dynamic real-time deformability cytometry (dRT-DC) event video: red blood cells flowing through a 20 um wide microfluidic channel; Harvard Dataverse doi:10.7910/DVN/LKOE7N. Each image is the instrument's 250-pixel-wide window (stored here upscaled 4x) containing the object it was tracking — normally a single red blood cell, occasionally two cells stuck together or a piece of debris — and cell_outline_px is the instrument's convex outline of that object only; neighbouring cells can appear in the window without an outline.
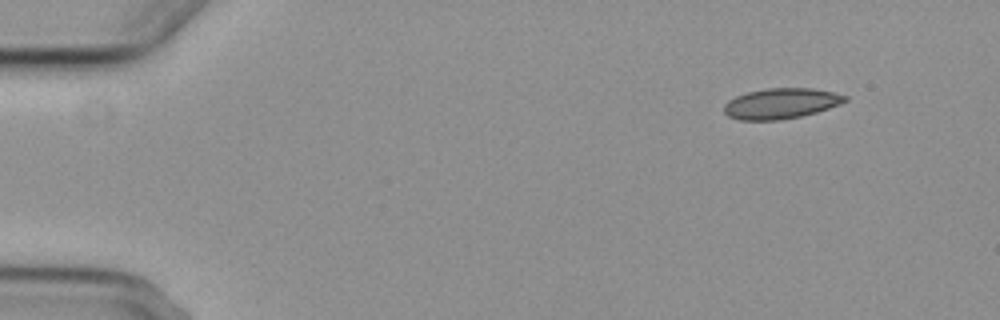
{"species": "common noctule bat (a hibernating species)", "species_latin": "Nyctalus noctula", "temperature_condition": "cold", "stored_images_in_passage": 4, "camera_frame_rate_fps": 3000, "um_per_image_px": 0.085, "animal": {"sex": "female", "body_mass_g": 29.2, "forearm_length_mm": 56.3}, "frame": {"image": 1, "passage_image": 1, "time_ms": 0.0, "image_size_px": [1000, 320], "cell_outline_px": [[848, 100], [840, 104], [816, 112], [800, 116], [780, 120], [740, 120], [728, 116], [724, 112], [724, 104], [728, 100], [736, 96], [748, 92], [768, 88], [812, 88], [832, 92], [848, 96]], "centroid_in_image_um": [66.37, 8.79], "position_along_channel_um": 18.6, "area_um2": 21.44}}
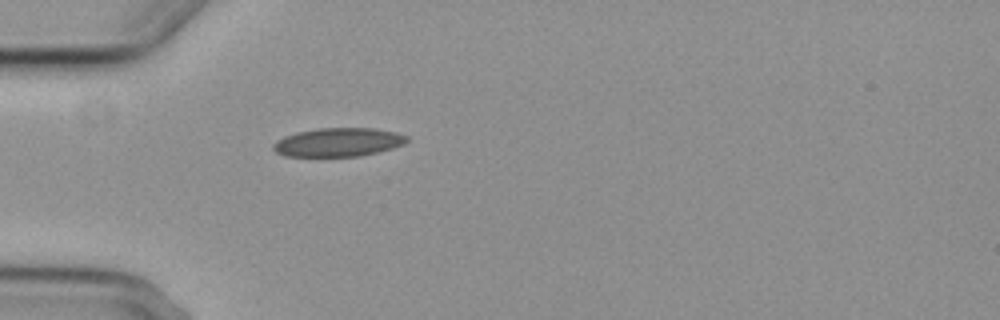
{"frame": {"image": 2, "passage_image": 4, "time_ms": 3.667, "image_size_px": [1000, 320], "cell_outline_px": [[408, 140], [404, 144], [392, 148], [360, 156], [284, 156], [276, 152], [272, 148], [272, 144], [276, 140], [284, 136], [296, 132], [316, 128], [376, 128], [396, 132], [408, 136]], "centroid_in_image_um": [28.73, 12.08], "position_along_channel_um": 56.3, "area_um2": 22.43}}